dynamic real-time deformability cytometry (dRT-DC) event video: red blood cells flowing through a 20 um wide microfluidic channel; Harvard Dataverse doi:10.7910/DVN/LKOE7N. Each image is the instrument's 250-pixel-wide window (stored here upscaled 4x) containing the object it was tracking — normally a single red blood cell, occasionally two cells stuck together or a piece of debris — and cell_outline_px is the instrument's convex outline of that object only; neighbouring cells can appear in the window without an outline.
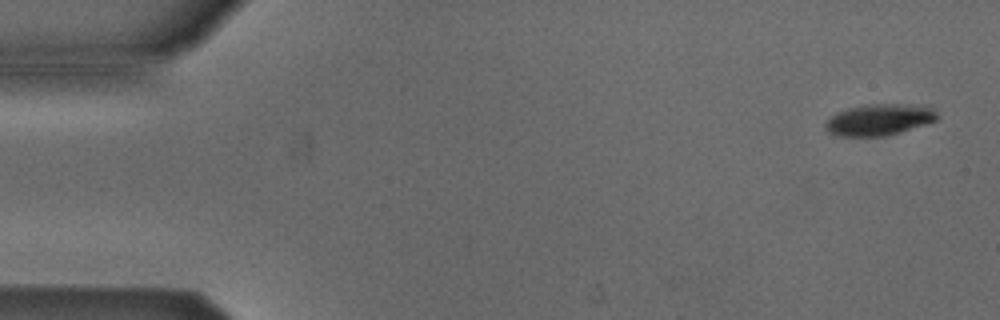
{"species": "Egyptian fruit bat (a non-hibernating species)", "species_latin": "Rousettus aegyptiacus", "temperature_condition": "cold", "stored_images_in_passage": 6, "camera_frame_rate_fps": 3000, "um_per_image_px": 0.085, "animal": {"sex": "male"}, "frame": {"image": 1, "passage_image": 1, "time_ms": 0.0, "image_size_px": [1000, 320], "cell_outline_px": [[940, 116], [936, 120], [900, 132], [884, 136], [836, 136], [828, 132], [824, 128], [824, 124], [836, 112], [848, 108], [868, 104], [928, 104]], "centroid_in_image_um": [74.75, 10.16], "position_along_channel_um": 10.3, "area_um2": 20.63}}
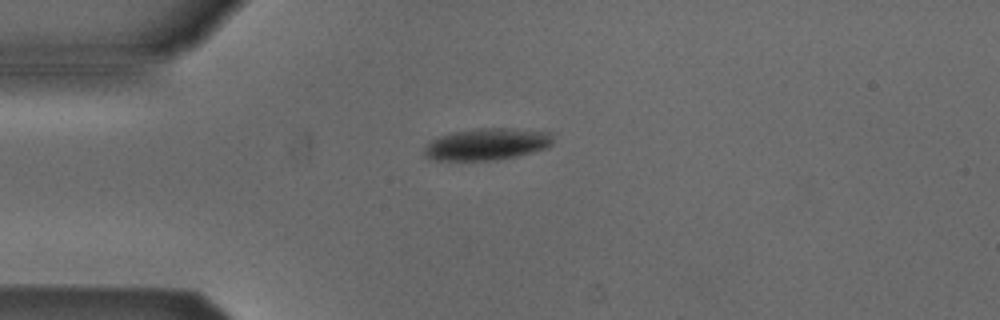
{"frame": {"image": 2, "passage_image": 4, "time_ms": 3.667, "image_size_px": [1000, 320], "cell_outline_px": [[552, 144], [548, 148], [516, 156], [492, 160], [428, 160], [424, 156], [424, 148], [432, 140], [440, 136], [452, 132], [480, 128], [508, 128], [548, 132], [552, 136]], "centroid_in_image_um": [41.36, 12.26], "position_along_channel_um": 43.6, "area_um2": 23.76}}
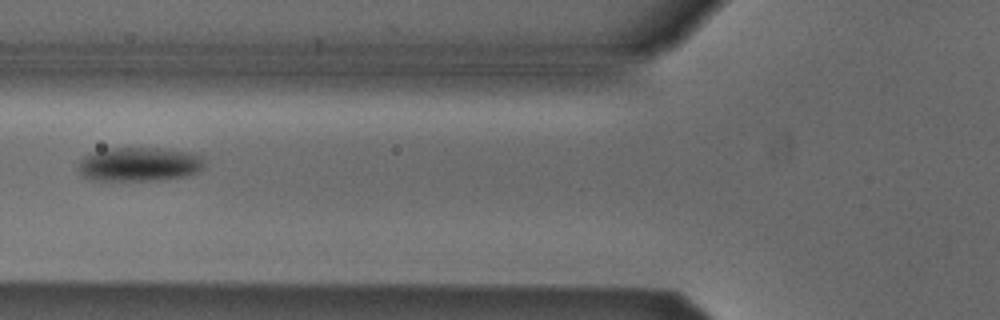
{"frame": {"image": 3, "passage_image": 6, "time_ms": 6.0, "image_size_px": [1000, 320], "cell_outline_px": [[204, 168], [196, 172], [184, 176], [152, 180], [88, 180], [80, 176], [76, 164], [88, 152], [108, 148], [160, 148], [192, 152], [200, 156], [204, 164]], "centroid_in_image_um": [11.74, 13.95], "position_along_channel_um": 114.1, "area_um2": 25.32}}